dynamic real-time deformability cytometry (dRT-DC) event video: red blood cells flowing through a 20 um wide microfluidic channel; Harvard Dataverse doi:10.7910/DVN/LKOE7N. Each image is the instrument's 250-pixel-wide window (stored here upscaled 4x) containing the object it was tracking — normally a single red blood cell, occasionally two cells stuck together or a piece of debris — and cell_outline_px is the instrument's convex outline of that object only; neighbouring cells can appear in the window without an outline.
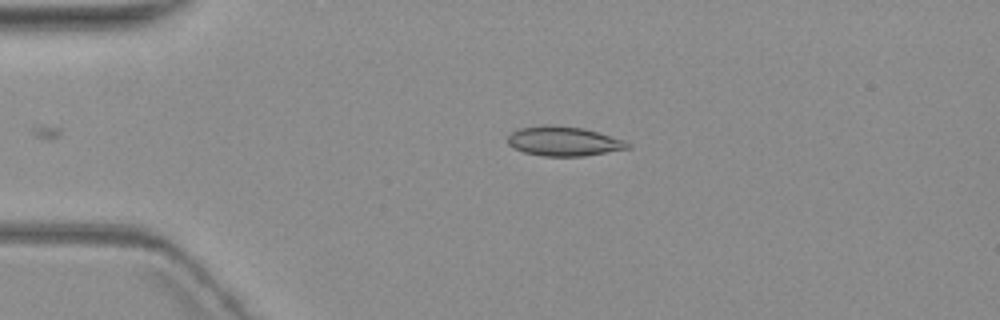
{"species": "common noctule bat (a hibernating species)", "species_latin": "Nyctalus noctula", "temperature_condition": "warm", "stored_images_in_passage": 3, "camera_frame_rate_fps": 3000, "um_per_image_px": 0.085, "animal": {"sex": "female", "body_mass_g": 19.3, "forearm_length_mm": 54.1}, "frame": {"image": 1, "passage_image": 3, "time_ms": 2.333, "image_size_px": [1000, 320], "cell_outline_px": [[632, 148], [584, 156], [544, 156], [524, 152], [512, 148], [508, 144], [508, 136], [512, 132], [520, 128], [544, 124], [548, 124], [584, 128], [624, 140], [632, 144]], "centroid_in_image_um": [47.92, 12.0], "position_along_channel_um": 37.1, "area_um2": 20.75}}